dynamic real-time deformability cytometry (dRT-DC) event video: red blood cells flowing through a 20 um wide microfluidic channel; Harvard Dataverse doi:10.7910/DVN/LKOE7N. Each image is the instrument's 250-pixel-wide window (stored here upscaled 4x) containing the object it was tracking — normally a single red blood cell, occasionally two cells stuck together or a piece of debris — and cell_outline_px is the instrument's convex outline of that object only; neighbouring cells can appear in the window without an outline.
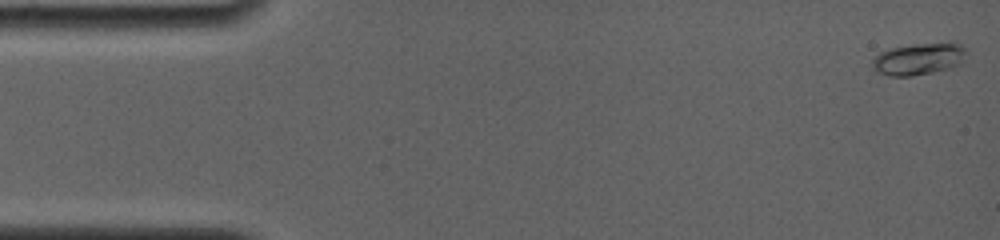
{"species": "common noctule bat (a hibernating species)", "species_latin": "Nyctalus noctula", "temperature_condition": "room temperature", "stored_images_in_passage": 43, "segment_of_instrument_passage": [1, 2], "camera_frame_rate_fps": 4000, "um_per_image_px": 0.085, "animal": {"sex": "female", "body_mass_g": 19.0, "forearm_length_mm": 56.7}, "frame": {"image": 1, "passage_image": 1, "time_ms": 0.0, "image_size_px": [1000, 240], "cell_outline_px": [[968, 52], [956, 64], [932, 72], [912, 76], [888, 76], [872, 68], [872, 60], [880, 52], [892, 48], [924, 44], [960, 44]], "centroid_in_image_um": [78.0, 5.03], "position_along_channel_um": 7.0, "area_um2": 16.59}}
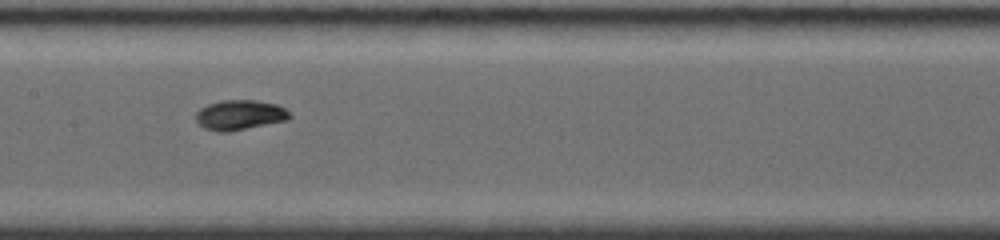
{"frame": {"image": 2, "passage_image": 21, "time_ms": 8.0, "image_size_px": [1000, 240], "cell_outline_px": [[292, 116], [288, 120], [228, 132], [216, 132], [204, 128], [196, 120], [196, 112], [200, 108], [208, 104], [220, 100], [256, 100], [276, 104], [284, 108]], "centroid_in_image_um": [20.37, 9.77], "position_along_channel_um": 187.0, "area_um2": 16.42}}
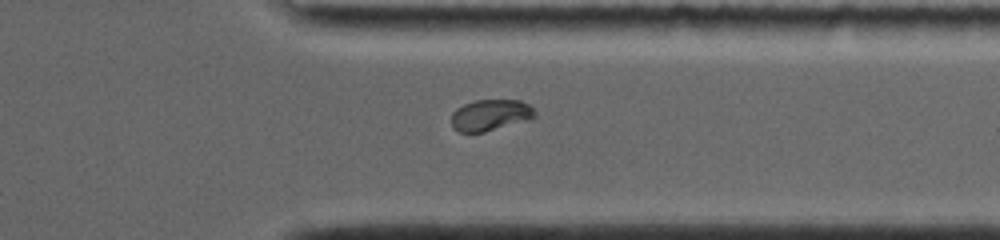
{"frame": {"image": 3, "passage_image": 38, "time_ms": 12.75, "image_size_px": [1000, 240], "cell_outline_px": [[536, 116], [484, 132], [460, 132], [452, 128], [452, 112], [456, 108], [464, 104], [476, 100], [520, 100], [528, 104], [536, 112]], "centroid_in_image_um": [41.63, 9.77], "position_along_channel_um": 369.8, "area_um2": 14.91}}